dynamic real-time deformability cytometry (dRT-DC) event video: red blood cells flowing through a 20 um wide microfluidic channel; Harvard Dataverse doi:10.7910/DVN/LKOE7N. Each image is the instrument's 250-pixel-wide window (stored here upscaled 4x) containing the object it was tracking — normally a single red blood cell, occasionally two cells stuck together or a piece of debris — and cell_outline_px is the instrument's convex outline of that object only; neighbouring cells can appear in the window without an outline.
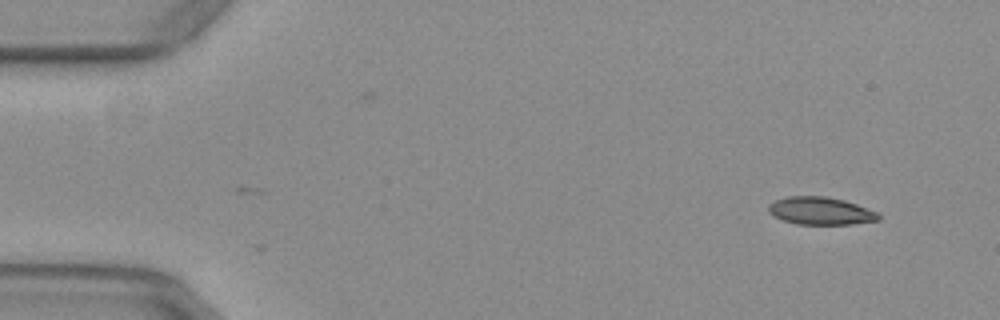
{"species": "common noctule bat (a hibernating species)", "species_latin": "Nyctalus noctula", "temperature_condition": "warm", "stored_images_in_passage": 9, "camera_frame_rate_fps": 3000, "um_per_image_px": 0.085, "animal": {"sex": "female", "body_mass_g": 29.2, "forearm_length_mm": 56.3}, "frame": {"image": 1, "passage_image": 9, "time_ms": 2.667, "image_size_px": [1000, 320], "cell_outline_px": [[880, 220], [852, 224], [796, 224], [772, 216], [768, 212], [768, 204], [776, 200], [788, 196], [824, 196], [844, 200], [856, 204], [876, 212], [880, 216]], "centroid_in_image_um": [69.72, 17.93], "position_along_channel_um": 15.3, "area_um2": 17.69}}